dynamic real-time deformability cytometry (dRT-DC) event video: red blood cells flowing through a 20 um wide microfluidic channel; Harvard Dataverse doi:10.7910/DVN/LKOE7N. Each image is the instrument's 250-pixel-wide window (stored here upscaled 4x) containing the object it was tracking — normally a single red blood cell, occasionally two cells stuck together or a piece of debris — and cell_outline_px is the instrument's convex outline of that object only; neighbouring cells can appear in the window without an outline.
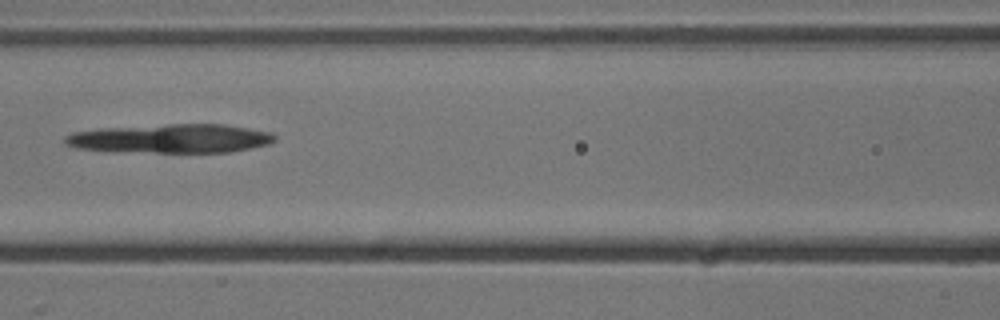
{"species": "common noctule bat (a hibernating species)", "species_latin": "Nyctalus noctula", "temperature_condition": "cold", "stored_images_in_passage": 6, "camera_frame_rate_fps": 3000, "um_per_image_px": 0.085, "animal": {"sex": "male", "body_mass_g": 13.3}, "frame": {"image": 1, "passage_image": 3, "time_ms": 2.333, "image_size_px": [1000, 320], "cell_outline_px": [[276, 140], [268, 144], [232, 152], [156, 152], [76, 148], [64, 144], [64, 136], [72, 132], [100, 128], [168, 124], [224, 124], [272, 132], [276, 136]], "centroid_in_image_um": [14.55, 11.76], "position_along_channel_um": 152.0, "area_um2": 35.14}}
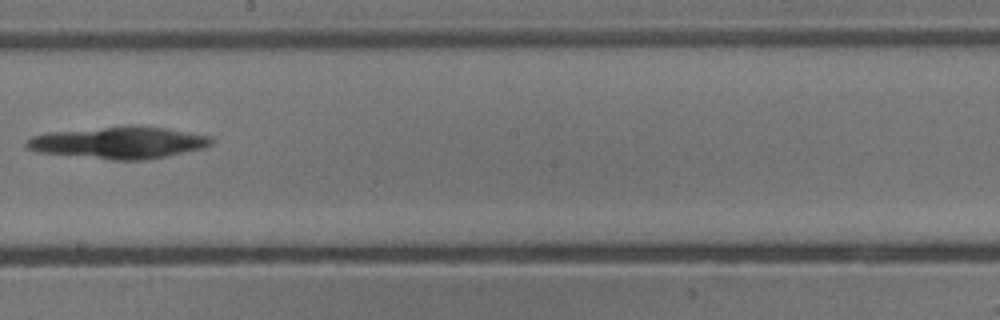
{"frame": {"image": 2, "passage_image": 5, "time_ms": 4.667, "image_size_px": [1000, 320], "cell_outline_px": [[216, 140], [212, 144], [204, 148], [168, 156], [144, 160], [112, 160], [36, 152], [28, 148], [24, 144], [24, 140], [32, 136], [48, 132], [128, 124], [168, 128], [212, 136]], "centroid_in_image_um": [10.12, 12.11], "position_along_channel_um": 238.1, "area_um2": 35.2}}
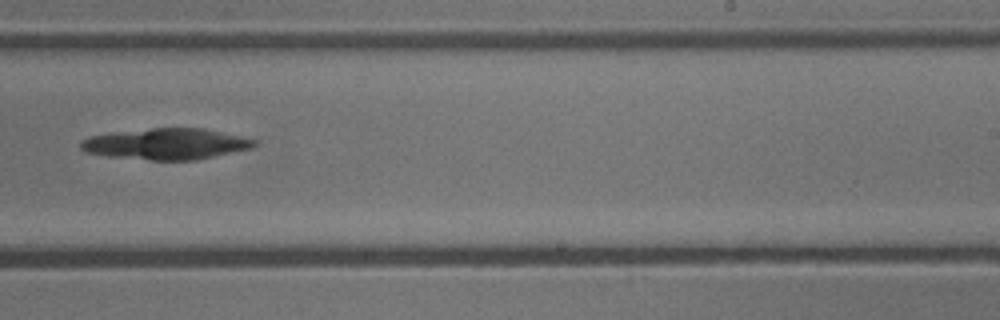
{"frame": {"image": 3, "passage_image": 6, "time_ms": 5.667, "image_size_px": [1000, 320], "cell_outline_px": [[256, 144], [252, 148], [196, 160], [152, 160], [108, 156], [84, 152], [80, 148], [80, 140], [88, 136], [116, 132], [152, 128], [204, 128], [244, 136], [256, 140]], "centroid_in_image_um": [14.13, 12.23], "position_along_channel_um": 274.9, "area_um2": 31.56}}